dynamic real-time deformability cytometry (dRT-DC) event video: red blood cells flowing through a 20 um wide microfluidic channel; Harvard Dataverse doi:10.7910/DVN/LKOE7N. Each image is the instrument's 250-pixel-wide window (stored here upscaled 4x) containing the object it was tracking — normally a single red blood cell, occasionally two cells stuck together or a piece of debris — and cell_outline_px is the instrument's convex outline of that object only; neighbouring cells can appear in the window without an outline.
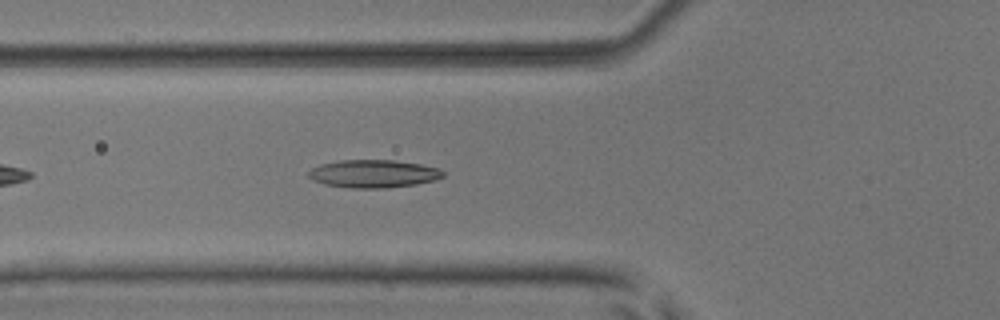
{"species": "common noctule bat (a hibernating species)", "species_latin": "Nyctalus noctula", "temperature_condition": "room temperature", "stored_images_in_passage": 37, "camera_frame_rate_fps": 3000, "um_per_image_px": 0.085, "animal": {"sex": "male", "body_mass_g": 17.9, "forearm_length_mm": 54.2}, "frame": {"image": 1, "passage_image": 6, "time_ms": 1.667, "image_size_px": [1000, 320], "cell_outline_px": [[444, 176], [436, 180], [416, 184], [388, 188], [352, 188], [324, 184], [312, 180], [308, 176], [308, 172], [312, 168], [320, 164], [340, 160], [392, 160], [420, 164], [440, 168], [444, 172]], "centroid_in_image_um": [31.75, 14.77], "position_along_channel_um": 94.0, "area_um2": 21.96}}
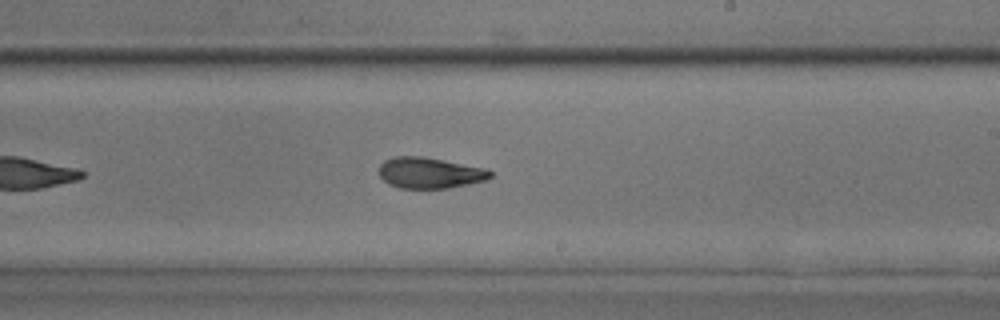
{"frame": {"image": 2, "passage_image": 18, "time_ms": 5.667, "image_size_px": [1000, 320], "cell_outline_px": [[492, 176], [488, 180], [448, 188], [400, 188], [388, 184], [380, 176], [380, 164], [384, 160], [392, 156], [420, 156], [484, 168], [492, 172]], "centroid_in_image_um": [36.51, 14.7], "position_along_channel_um": 252.5, "area_um2": 19.94}}
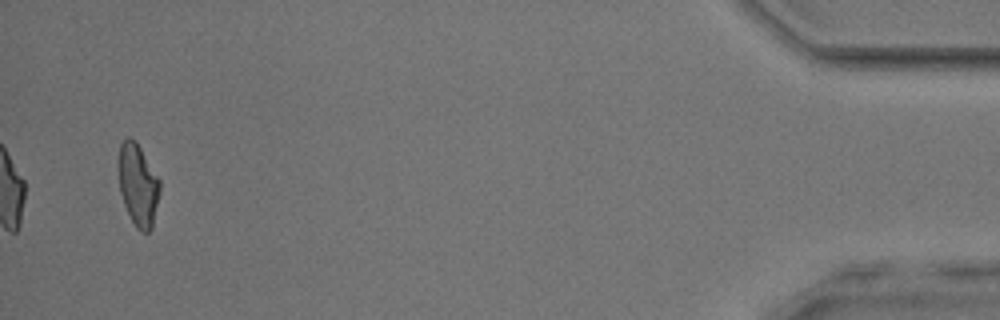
{"frame": {"image": 3, "passage_image": 37, "time_ms": 12.0, "image_size_px": [1000, 320], "cell_outline_px": [[160, 192], [152, 228], [148, 232], [140, 232], [136, 228], [124, 204], [120, 192], [116, 160], [120, 144], [128, 136], [136, 140], [160, 180]], "centroid_in_image_um": [11.71, 15.67], "position_along_channel_um": 423.5, "area_um2": 20.17}, "authors_computed_cell_mechanics": {"area_um2": 20.1722, "velocity_mm_per_s": 3.9634, "shape_relaxation_time_tau1_ms": 8.4857, "shape_relaxation_time_tau2_ms": 2.3968, "deformation_change_tau1": 0.2027, "deformation_change_tau2": 0.102}}